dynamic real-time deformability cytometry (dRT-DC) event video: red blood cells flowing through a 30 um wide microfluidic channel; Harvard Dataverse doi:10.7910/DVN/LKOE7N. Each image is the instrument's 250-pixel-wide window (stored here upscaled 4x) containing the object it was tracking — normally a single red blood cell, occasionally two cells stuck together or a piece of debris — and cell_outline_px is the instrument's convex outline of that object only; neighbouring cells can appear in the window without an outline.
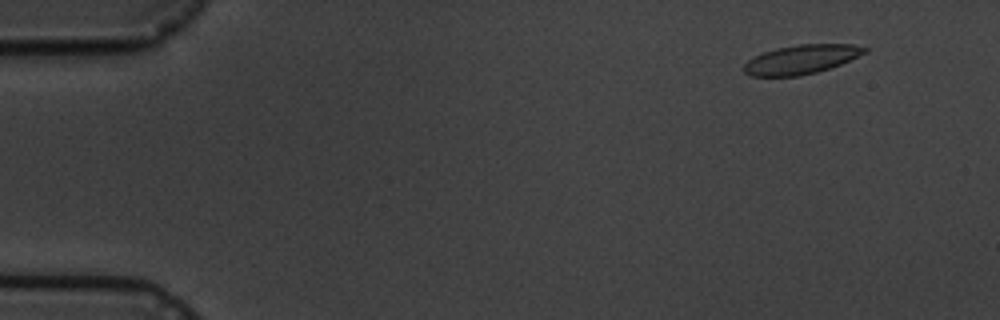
{"species": "common noctule bat (a hibernating species)", "species_latin": "Nyctalus noctula", "temperature_condition": "cold", "stored_images_in_passage": 6, "camera_frame_rate_fps": 3000, "um_per_image_px": 0.085, "animal": {"sex": "male", "body_mass_g": 19.5, "forearm_length_mm": 54.6}, "frame": {"image": 1, "passage_image": 2, "time_ms": 1.0, "image_size_px": [1000, 320], "cell_outline_px": [[868, 52], [840, 64], [816, 72], [800, 76], [748, 76], [744, 72], [744, 64], [748, 60], [764, 52], [776, 48], [800, 44], [852, 44], [868, 48]], "centroid_in_image_um": [68.11, 5.05], "position_along_channel_um": 16.9, "area_um2": 20.35}}
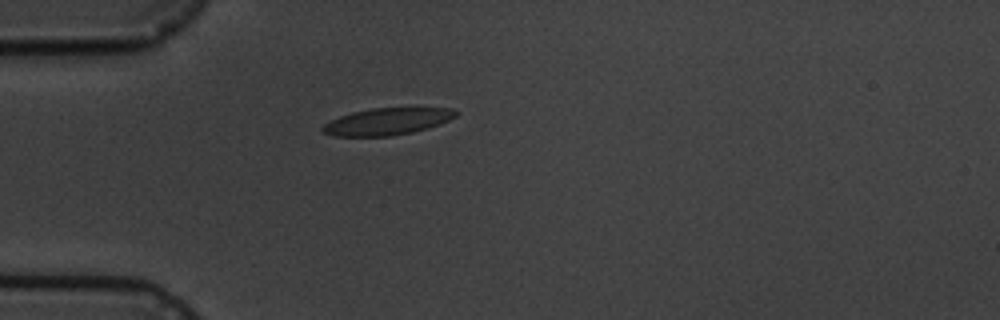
{"frame": {"image": 2, "passage_image": 5, "time_ms": 4.667, "image_size_px": [1000, 320], "cell_outline_px": [[460, 112], [456, 116], [440, 124], [412, 132], [392, 136], [332, 136], [324, 132], [320, 128], [324, 124], [340, 116], [352, 112], [372, 108], [416, 104], [452, 108]], "centroid_in_image_um": [33.03, 10.26], "position_along_channel_um": 52.0, "area_um2": 21.96}}